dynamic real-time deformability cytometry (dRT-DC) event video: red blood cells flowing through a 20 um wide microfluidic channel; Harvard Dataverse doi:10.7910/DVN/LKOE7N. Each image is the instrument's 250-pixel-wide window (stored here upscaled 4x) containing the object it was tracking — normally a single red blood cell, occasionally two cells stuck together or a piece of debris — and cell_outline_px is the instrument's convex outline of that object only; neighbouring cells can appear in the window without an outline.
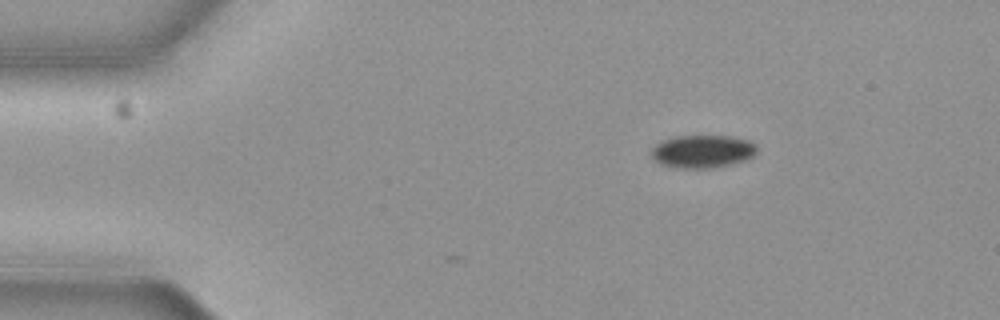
{"species": "common noctule bat (a hibernating species)", "species_latin": "Nyctalus noctula", "temperature_condition": "cold", "stored_images_in_passage": 4, "camera_frame_rate_fps": 3000, "um_per_image_px": 0.085, "animal": {"sex": "female", "body_mass_g": 19.3, "forearm_length_mm": 54.1}, "frame": {"image": 1, "passage_image": 1, "time_ms": 0.0, "image_size_px": [1000, 320], "cell_outline_px": [[756, 152], [752, 156], [744, 160], [728, 164], [708, 168], [680, 168], [660, 164], [652, 156], [652, 148], [656, 144], [664, 140], [676, 136], [732, 136], [748, 140], [756, 144]], "centroid_in_image_um": [59.71, 12.86], "position_along_channel_um": 25.3, "area_um2": 19.94}}